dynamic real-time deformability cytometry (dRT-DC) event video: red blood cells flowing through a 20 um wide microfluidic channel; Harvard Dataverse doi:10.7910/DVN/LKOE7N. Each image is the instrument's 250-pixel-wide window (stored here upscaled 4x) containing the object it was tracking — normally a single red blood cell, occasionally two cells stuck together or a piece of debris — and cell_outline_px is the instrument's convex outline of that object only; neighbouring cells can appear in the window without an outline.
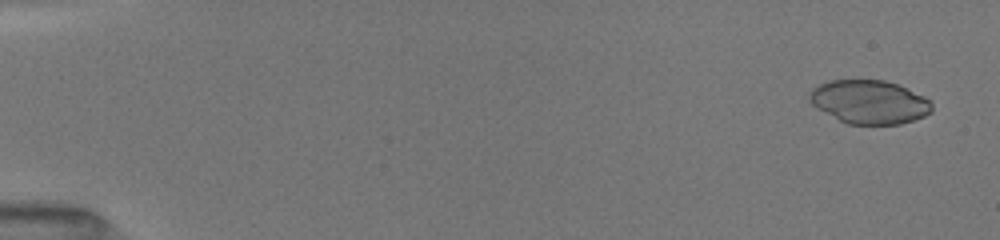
{"species": "common noctule bat (a hibernating species)", "species_latin": "Nyctalus noctula", "temperature_condition": "room temperature", "stored_images_in_passage": 13, "camera_frame_rate_fps": 3000, "um_per_image_px": 0.085, "animal": {"sex": "female", "body_mass_g": 19.5, "forearm_length_mm": 54.1}, "frame": {"image": 1, "passage_image": 3, "time_ms": 0.667, "image_size_px": [1000, 240], "cell_outline_px": [[932, 112], [924, 116], [900, 124], [848, 124], [840, 120], [812, 104], [808, 100], [808, 96], [812, 88], [820, 84], [832, 80], [884, 80], [896, 84], [924, 96], [932, 100]], "centroid_in_image_um": [73.91, 8.66], "position_along_channel_um": 11.1, "area_um2": 30.87}}